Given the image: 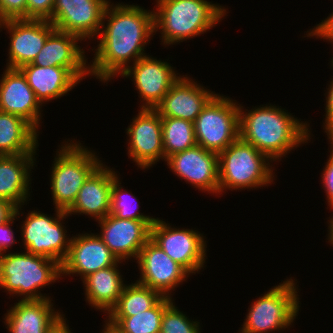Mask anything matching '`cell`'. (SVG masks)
Returning a JSON list of instances; mask_svg holds the SVG:
<instances>
[{"instance_id": "1", "label": "cell", "mask_w": 333, "mask_h": 333, "mask_svg": "<svg viewBox=\"0 0 333 333\" xmlns=\"http://www.w3.org/2000/svg\"><path fill=\"white\" fill-rule=\"evenodd\" d=\"M154 35L153 10L134 3L110 2L98 38L94 39L97 45L91 49L94 56L89 60L90 79L96 78L107 84L117 78L127 67L147 55L145 49Z\"/></svg>"}, {"instance_id": "2", "label": "cell", "mask_w": 333, "mask_h": 333, "mask_svg": "<svg viewBox=\"0 0 333 333\" xmlns=\"http://www.w3.org/2000/svg\"><path fill=\"white\" fill-rule=\"evenodd\" d=\"M292 114L278 104L266 103L248 110L239 103V137L277 164L314 136L309 121Z\"/></svg>"}, {"instance_id": "3", "label": "cell", "mask_w": 333, "mask_h": 333, "mask_svg": "<svg viewBox=\"0 0 333 333\" xmlns=\"http://www.w3.org/2000/svg\"><path fill=\"white\" fill-rule=\"evenodd\" d=\"M155 3V34L160 32V44L165 48L209 32L229 13L228 7L208 0H155Z\"/></svg>"}, {"instance_id": "4", "label": "cell", "mask_w": 333, "mask_h": 333, "mask_svg": "<svg viewBox=\"0 0 333 333\" xmlns=\"http://www.w3.org/2000/svg\"><path fill=\"white\" fill-rule=\"evenodd\" d=\"M61 278V264L53 259L22 249L0 255V289L9 294V298L50 299L51 296L41 293V289L49 288L56 281L59 283Z\"/></svg>"}, {"instance_id": "5", "label": "cell", "mask_w": 333, "mask_h": 333, "mask_svg": "<svg viewBox=\"0 0 333 333\" xmlns=\"http://www.w3.org/2000/svg\"><path fill=\"white\" fill-rule=\"evenodd\" d=\"M273 163L266 154L239 137L218 154L219 195L229 190L251 191L275 184L277 170Z\"/></svg>"}, {"instance_id": "6", "label": "cell", "mask_w": 333, "mask_h": 333, "mask_svg": "<svg viewBox=\"0 0 333 333\" xmlns=\"http://www.w3.org/2000/svg\"><path fill=\"white\" fill-rule=\"evenodd\" d=\"M60 144L51 164L49 182L54 208L66 212L76 200L83 184L103 160L80 140L65 139Z\"/></svg>"}, {"instance_id": "7", "label": "cell", "mask_w": 333, "mask_h": 333, "mask_svg": "<svg viewBox=\"0 0 333 333\" xmlns=\"http://www.w3.org/2000/svg\"><path fill=\"white\" fill-rule=\"evenodd\" d=\"M294 278L284 279L283 282L273 286L256 300L253 299L238 332L275 333L285 331L286 328L287 331L290 330L301 310L298 294L300 289L297 279Z\"/></svg>"}, {"instance_id": "8", "label": "cell", "mask_w": 333, "mask_h": 333, "mask_svg": "<svg viewBox=\"0 0 333 333\" xmlns=\"http://www.w3.org/2000/svg\"><path fill=\"white\" fill-rule=\"evenodd\" d=\"M54 209V216L35 208L28 211L20 224L22 239L19 238V241L22 240L23 243L19 245L28 253L44 256L62 264L72 238L67 234L69 232L64 220L70 219V216L63 210Z\"/></svg>"}, {"instance_id": "9", "label": "cell", "mask_w": 333, "mask_h": 333, "mask_svg": "<svg viewBox=\"0 0 333 333\" xmlns=\"http://www.w3.org/2000/svg\"><path fill=\"white\" fill-rule=\"evenodd\" d=\"M239 103L217 93L194 121L197 145L220 154L239 138Z\"/></svg>"}, {"instance_id": "10", "label": "cell", "mask_w": 333, "mask_h": 333, "mask_svg": "<svg viewBox=\"0 0 333 333\" xmlns=\"http://www.w3.org/2000/svg\"><path fill=\"white\" fill-rule=\"evenodd\" d=\"M150 239L190 275L199 274L206 267L208 241L204 233L193 228L175 227L156 217Z\"/></svg>"}, {"instance_id": "11", "label": "cell", "mask_w": 333, "mask_h": 333, "mask_svg": "<svg viewBox=\"0 0 333 333\" xmlns=\"http://www.w3.org/2000/svg\"><path fill=\"white\" fill-rule=\"evenodd\" d=\"M131 120L125 128L128 159L147 171L160 160L165 161L161 116L155 109L139 108Z\"/></svg>"}, {"instance_id": "12", "label": "cell", "mask_w": 333, "mask_h": 333, "mask_svg": "<svg viewBox=\"0 0 333 333\" xmlns=\"http://www.w3.org/2000/svg\"><path fill=\"white\" fill-rule=\"evenodd\" d=\"M166 60L148 55L127 67L119 76L133 82L140 99V108L155 109L180 78L176 67ZM178 72V73H177Z\"/></svg>"}, {"instance_id": "13", "label": "cell", "mask_w": 333, "mask_h": 333, "mask_svg": "<svg viewBox=\"0 0 333 333\" xmlns=\"http://www.w3.org/2000/svg\"><path fill=\"white\" fill-rule=\"evenodd\" d=\"M111 0H54L52 17L55 29L80 37L83 42L97 38L105 9Z\"/></svg>"}, {"instance_id": "14", "label": "cell", "mask_w": 333, "mask_h": 333, "mask_svg": "<svg viewBox=\"0 0 333 333\" xmlns=\"http://www.w3.org/2000/svg\"><path fill=\"white\" fill-rule=\"evenodd\" d=\"M170 171L202 193L219 196L218 154L199 145L167 157Z\"/></svg>"}, {"instance_id": "15", "label": "cell", "mask_w": 333, "mask_h": 333, "mask_svg": "<svg viewBox=\"0 0 333 333\" xmlns=\"http://www.w3.org/2000/svg\"><path fill=\"white\" fill-rule=\"evenodd\" d=\"M136 264L140 274L136 282L171 298L190 276L151 239L142 247Z\"/></svg>"}, {"instance_id": "16", "label": "cell", "mask_w": 333, "mask_h": 333, "mask_svg": "<svg viewBox=\"0 0 333 333\" xmlns=\"http://www.w3.org/2000/svg\"><path fill=\"white\" fill-rule=\"evenodd\" d=\"M3 29L10 39L5 67L19 69L33 62L55 27L48 20L21 18L1 21Z\"/></svg>"}, {"instance_id": "17", "label": "cell", "mask_w": 333, "mask_h": 333, "mask_svg": "<svg viewBox=\"0 0 333 333\" xmlns=\"http://www.w3.org/2000/svg\"><path fill=\"white\" fill-rule=\"evenodd\" d=\"M154 221L120 219L109 214L96 221L100 227L97 235L118 261L126 264L130 259L135 262L142 247L151 237V226Z\"/></svg>"}, {"instance_id": "18", "label": "cell", "mask_w": 333, "mask_h": 333, "mask_svg": "<svg viewBox=\"0 0 333 333\" xmlns=\"http://www.w3.org/2000/svg\"><path fill=\"white\" fill-rule=\"evenodd\" d=\"M118 259L104 244L97 233H76L71 238L69 251L61 264V277H75L83 279L100 269L113 266ZM71 275V276H70Z\"/></svg>"}, {"instance_id": "19", "label": "cell", "mask_w": 333, "mask_h": 333, "mask_svg": "<svg viewBox=\"0 0 333 333\" xmlns=\"http://www.w3.org/2000/svg\"><path fill=\"white\" fill-rule=\"evenodd\" d=\"M83 40L77 35L54 29L31 64L67 68L80 82L90 76Z\"/></svg>"}, {"instance_id": "20", "label": "cell", "mask_w": 333, "mask_h": 333, "mask_svg": "<svg viewBox=\"0 0 333 333\" xmlns=\"http://www.w3.org/2000/svg\"><path fill=\"white\" fill-rule=\"evenodd\" d=\"M0 79V111L23 118L39 134L43 106L19 69L5 68Z\"/></svg>"}, {"instance_id": "21", "label": "cell", "mask_w": 333, "mask_h": 333, "mask_svg": "<svg viewBox=\"0 0 333 333\" xmlns=\"http://www.w3.org/2000/svg\"><path fill=\"white\" fill-rule=\"evenodd\" d=\"M216 94L190 75H181L155 110L161 117L180 118L194 123L202 109Z\"/></svg>"}, {"instance_id": "22", "label": "cell", "mask_w": 333, "mask_h": 333, "mask_svg": "<svg viewBox=\"0 0 333 333\" xmlns=\"http://www.w3.org/2000/svg\"><path fill=\"white\" fill-rule=\"evenodd\" d=\"M53 298L17 300L3 317L8 333H48L66 316L55 309Z\"/></svg>"}, {"instance_id": "23", "label": "cell", "mask_w": 333, "mask_h": 333, "mask_svg": "<svg viewBox=\"0 0 333 333\" xmlns=\"http://www.w3.org/2000/svg\"><path fill=\"white\" fill-rule=\"evenodd\" d=\"M118 171L103 162L86 180L76 200L66 211L69 216L86 215L90 219H103L111 210V187ZM90 216V217H89Z\"/></svg>"}, {"instance_id": "24", "label": "cell", "mask_w": 333, "mask_h": 333, "mask_svg": "<svg viewBox=\"0 0 333 333\" xmlns=\"http://www.w3.org/2000/svg\"><path fill=\"white\" fill-rule=\"evenodd\" d=\"M36 155L0 156V198L9 201L17 208L29 204L28 201L31 200L33 180L31 171L37 167Z\"/></svg>"}, {"instance_id": "25", "label": "cell", "mask_w": 333, "mask_h": 333, "mask_svg": "<svg viewBox=\"0 0 333 333\" xmlns=\"http://www.w3.org/2000/svg\"><path fill=\"white\" fill-rule=\"evenodd\" d=\"M19 70L42 106L68 95L81 83L67 68L63 67H43L29 63L20 67Z\"/></svg>"}, {"instance_id": "26", "label": "cell", "mask_w": 333, "mask_h": 333, "mask_svg": "<svg viewBox=\"0 0 333 333\" xmlns=\"http://www.w3.org/2000/svg\"><path fill=\"white\" fill-rule=\"evenodd\" d=\"M121 264L124 265L122 261H118L115 265L93 272L81 280L86 303L104 315L116 305L127 284L121 269L119 270Z\"/></svg>"}, {"instance_id": "27", "label": "cell", "mask_w": 333, "mask_h": 333, "mask_svg": "<svg viewBox=\"0 0 333 333\" xmlns=\"http://www.w3.org/2000/svg\"><path fill=\"white\" fill-rule=\"evenodd\" d=\"M39 133L23 118L0 111V156L37 154Z\"/></svg>"}, {"instance_id": "28", "label": "cell", "mask_w": 333, "mask_h": 333, "mask_svg": "<svg viewBox=\"0 0 333 333\" xmlns=\"http://www.w3.org/2000/svg\"><path fill=\"white\" fill-rule=\"evenodd\" d=\"M164 296L135 280L124 286L116 305L105 317H130L153 308Z\"/></svg>"}, {"instance_id": "29", "label": "cell", "mask_w": 333, "mask_h": 333, "mask_svg": "<svg viewBox=\"0 0 333 333\" xmlns=\"http://www.w3.org/2000/svg\"><path fill=\"white\" fill-rule=\"evenodd\" d=\"M174 298L164 296L153 308L130 317H106L104 322L120 333H160L164 310Z\"/></svg>"}, {"instance_id": "30", "label": "cell", "mask_w": 333, "mask_h": 333, "mask_svg": "<svg viewBox=\"0 0 333 333\" xmlns=\"http://www.w3.org/2000/svg\"><path fill=\"white\" fill-rule=\"evenodd\" d=\"M165 160L177 152L197 145L194 123L174 117H161Z\"/></svg>"}, {"instance_id": "31", "label": "cell", "mask_w": 333, "mask_h": 333, "mask_svg": "<svg viewBox=\"0 0 333 333\" xmlns=\"http://www.w3.org/2000/svg\"><path fill=\"white\" fill-rule=\"evenodd\" d=\"M120 173L114 178L111 187V210L110 214L120 219L131 220H155V216L146 215L139 210L140 201L131 191L124 189L121 184Z\"/></svg>"}, {"instance_id": "32", "label": "cell", "mask_w": 333, "mask_h": 333, "mask_svg": "<svg viewBox=\"0 0 333 333\" xmlns=\"http://www.w3.org/2000/svg\"><path fill=\"white\" fill-rule=\"evenodd\" d=\"M175 300L164 310L160 333H201L200 320L190 319Z\"/></svg>"}, {"instance_id": "33", "label": "cell", "mask_w": 333, "mask_h": 333, "mask_svg": "<svg viewBox=\"0 0 333 333\" xmlns=\"http://www.w3.org/2000/svg\"><path fill=\"white\" fill-rule=\"evenodd\" d=\"M328 145H330V150L328 147V152H330V154L327 156V161L324 163L325 165L323 166V170L321 172V184H322V188L324 190L325 193V200H326V204L327 207L331 210L333 208V140L331 138H327Z\"/></svg>"}, {"instance_id": "34", "label": "cell", "mask_w": 333, "mask_h": 333, "mask_svg": "<svg viewBox=\"0 0 333 333\" xmlns=\"http://www.w3.org/2000/svg\"><path fill=\"white\" fill-rule=\"evenodd\" d=\"M22 208L23 205L19 206L16 209L15 215L11 219L0 225V255L5 252H11L13 245L19 243V241H17L18 239H15L17 237H15L16 233L14 232L12 225L15 223L14 221H17L21 216H24L25 212L22 211Z\"/></svg>"}, {"instance_id": "35", "label": "cell", "mask_w": 333, "mask_h": 333, "mask_svg": "<svg viewBox=\"0 0 333 333\" xmlns=\"http://www.w3.org/2000/svg\"><path fill=\"white\" fill-rule=\"evenodd\" d=\"M27 0H0V22L8 19H26Z\"/></svg>"}, {"instance_id": "36", "label": "cell", "mask_w": 333, "mask_h": 333, "mask_svg": "<svg viewBox=\"0 0 333 333\" xmlns=\"http://www.w3.org/2000/svg\"><path fill=\"white\" fill-rule=\"evenodd\" d=\"M54 0H27L26 19L49 20L52 17Z\"/></svg>"}, {"instance_id": "37", "label": "cell", "mask_w": 333, "mask_h": 333, "mask_svg": "<svg viewBox=\"0 0 333 333\" xmlns=\"http://www.w3.org/2000/svg\"><path fill=\"white\" fill-rule=\"evenodd\" d=\"M305 32L304 36H302L303 38L308 37L314 39L315 37V39H323V41L326 40L325 42H328L333 46V12L330 13L327 18L321 20L320 23L315 24L314 28L312 26V28Z\"/></svg>"}, {"instance_id": "38", "label": "cell", "mask_w": 333, "mask_h": 333, "mask_svg": "<svg viewBox=\"0 0 333 333\" xmlns=\"http://www.w3.org/2000/svg\"><path fill=\"white\" fill-rule=\"evenodd\" d=\"M326 86V90L324 93V96L326 99H324L325 102V114L323 115V121H322V127L324 132L327 135V138H330L333 136V76L332 79L330 78V81ZM328 87V88H327ZM325 116V118H324Z\"/></svg>"}, {"instance_id": "39", "label": "cell", "mask_w": 333, "mask_h": 333, "mask_svg": "<svg viewBox=\"0 0 333 333\" xmlns=\"http://www.w3.org/2000/svg\"><path fill=\"white\" fill-rule=\"evenodd\" d=\"M16 209L14 204L0 198V225L8 222L15 215Z\"/></svg>"}, {"instance_id": "40", "label": "cell", "mask_w": 333, "mask_h": 333, "mask_svg": "<svg viewBox=\"0 0 333 333\" xmlns=\"http://www.w3.org/2000/svg\"><path fill=\"white\" fill-rule=\"evenodd\" d=\"M67 321V322H66ZM69 320L63 318L54 328H52L48 333H73L72 328L69 327ZM71 330H70V329Z\"/></svg>"}, {"instance_id": "41", "label": "cell", "mask_w": 333, "mask_h": 333, "mask_svg": "<svg viewBox=\"0 0 333 333\" xmlns=\"http://www.w3.org/2000/svg\"><path fill=\"white\" fill-rule=\"evenodd\" d=\"M331 210H333V208L331 209ZM333 212V211H332ZM332 216L330 217L329 216V218H328V221L326 222V223H328V230H327V233L328 234H326V236H327V240H326V242H328V243H330L329 245L331 246H333V213L331 214Z\"/></svg>"}, {"instance_id": "42", "label": "cell", "mask_w": 333, "mask_h": 333, "mask_svg": "<svg viewBox=\"0 0 333 333\" xmlns=\"http://www.w3.org/2000/svg\"><path fill=\"white\" fill-rule=\"evenodd\" d=\"M102 327L103 329H101L102 330L101 333H120L118 330H116L113 326H111L107 322H105Z\"/></svg>"}, {"instance_id": "43", "label": "cell", "mask_w": 333, "mask_h": 333, "mask_svg": "<svg viewBox=\"0 0 333 333\" xmlns=\"http://www.w3.org/2000/svg\"><path fill=\"white\" fill-rule=\"evenodd\" d=\"M332 56H333V55H332ZM329 63H330V64H329L330 68L333 70V57L331 58V60H330Z\"/></svg>"}]
</instances>
